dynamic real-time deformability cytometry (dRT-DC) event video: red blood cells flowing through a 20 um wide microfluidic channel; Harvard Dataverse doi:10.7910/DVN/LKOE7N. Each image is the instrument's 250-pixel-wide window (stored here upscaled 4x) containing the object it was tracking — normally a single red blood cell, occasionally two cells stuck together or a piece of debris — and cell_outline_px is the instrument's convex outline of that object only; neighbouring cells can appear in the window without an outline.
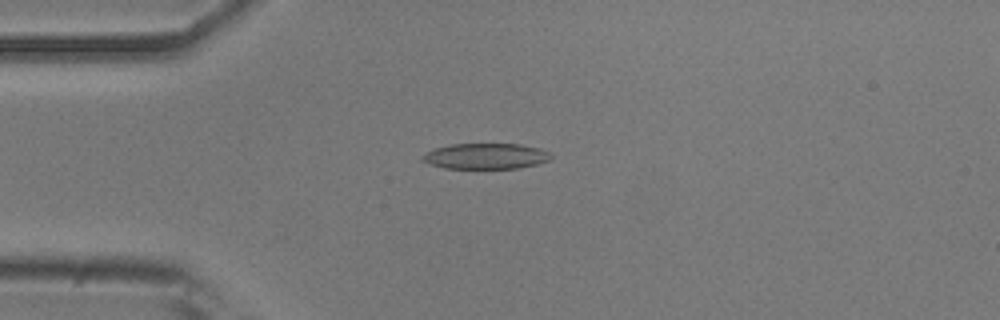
{"species": "common noctule bat (a hibernating species)", "species_latin": "Nyctalus noctula", "temperature_condition": "room temperature", "stored_images_in_passage": 54, "camera_frame_rate_fps": 3000, "um_per_image_px": 0.085, "animal": {"sex": "male", "body_mass_g": 20.5, "forearm_length_mm": 52.5}, "frame": {"image": 1, "passage_image": 13, "time_ms": 4.0, "image_size_px": [1000, 320], "cell_outline_px": [[552, 156], [548, 160], [536, 164], [516, 168], [444, 168], [420, 160], [432, 148], [452, 144], [520, 144], [540, 148], [548, 152]], "centroid_in_image_um": [41.28, 13.26], "position_along_channel_um": 43.7, "area_um2": 19.02}}
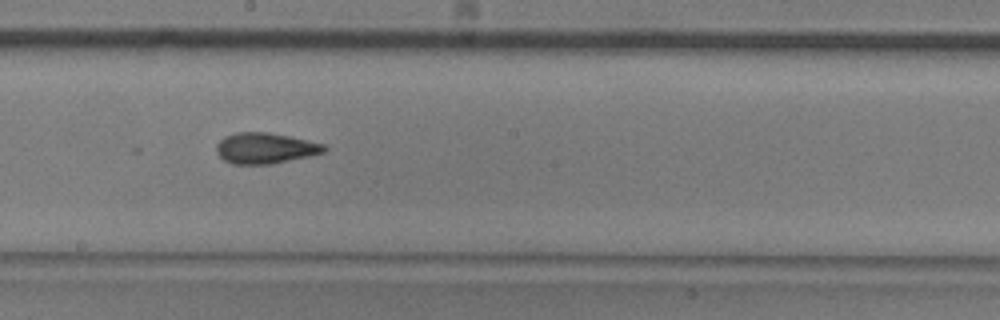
{"frame": {"image": 2, "passage_image": 29, "time_ms": 9.333, "image_size_px": [1000, 320], "cell_outline_px": [[328, 148], [324, 152], [312, 156], [272, 164], [232, 164], [224, 160], [216, 152], [216, 144], [224, 136], [236, 132], [268, 132], [288, 136], [324, 144]], "centroid_in_image_um": [22.54, 12.6], "position_along_channel_um": 225.7, "area_um2": 19.48}}
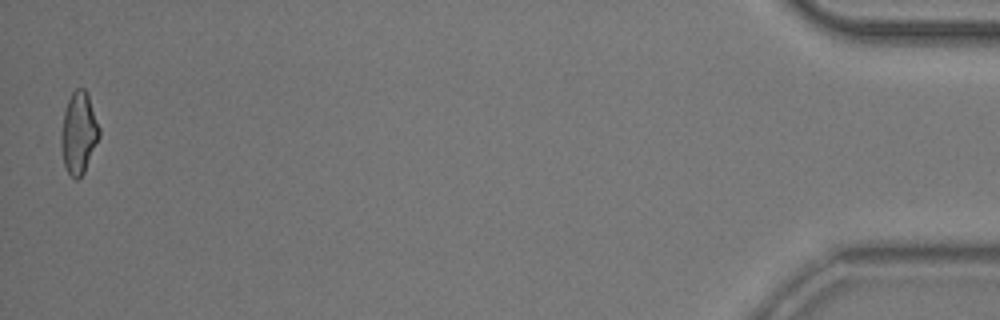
{"frame": {"image": 3, "passage_image": 53, "time_ms": 17.333, "image_size_px": [1000, 320], "cell_outline_px": [[100, 136], [84, 172], [76, 180], [68, 172], [52, 140], [68, 100], [72, 92], [76, 88], [84, 88], [88, 92], [100, 128]], "centroid_in_image_um": [6.57, 11.29], "position_along_channel_um": 428.6, "area_um2": 19.71}}